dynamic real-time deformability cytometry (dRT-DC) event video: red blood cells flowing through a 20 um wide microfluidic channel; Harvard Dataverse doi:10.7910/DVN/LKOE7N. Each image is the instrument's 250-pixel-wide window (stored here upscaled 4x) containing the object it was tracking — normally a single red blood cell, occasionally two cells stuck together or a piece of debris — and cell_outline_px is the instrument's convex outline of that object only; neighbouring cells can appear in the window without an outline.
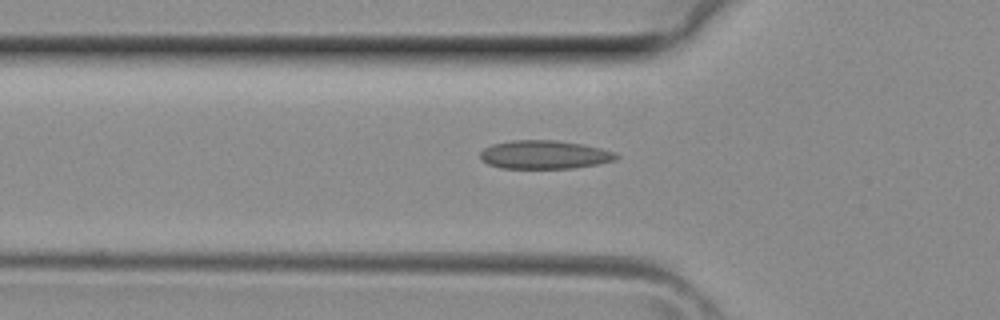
{"species": "common noctule bat (a hibernating species)", "species_latin": "Nyctalus noctula", "temperature_condition": "room temperature", "stored_images_in_passage": 26, "camera_frame_rate_fps": 3000, "um_per_image_px": 0.085, "animal": {"sex": "female", "body_mass_g": 29.2, "forearm_length_mm": 56.3}, "frame": {"image": 1, "passage_image": 2, "time_ms": 0.333, "image_size_px": [1000, 320], "cell_outline_px": [[620, 156], [616, 160], [596, 164], [572, 168], [500, 168], [488, 164], [480, 156], [480, 152], [484, 148], [492, 144], [512, 140], [556, 140], [580, 144], [600, 148], [616, 152]], "centroid_in_image_um": [46.28, 13.14], "position_along_channel_um": 79.5, "area_um2": 22.48}}
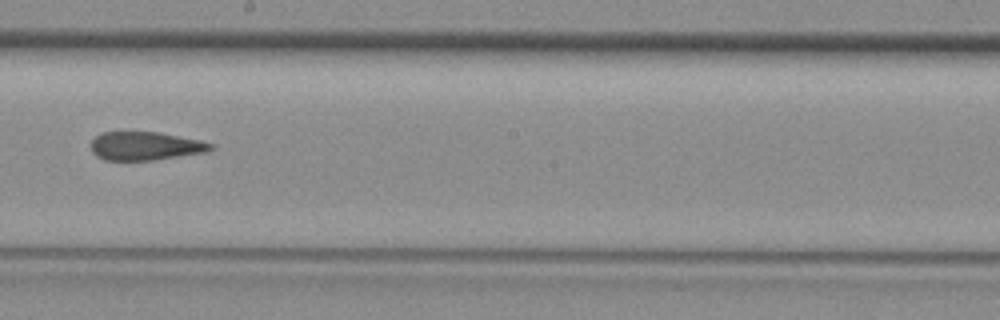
{"frame": {"image": 2, "passage_image": 11, "time_ms": 3.333, "image_size_px": [1000, 320], "cell_outline_px": [[212, 148], [208, 152], [152, 160], [104, 160], [96, 156], [92, 152], [92, 140], [96, 136], [104, 132], [160, 132], [200, 140], [212, 144]], "centroid_in_image_um": [12.35, 12.41], "position_along_channel_um": 235.8, "area_um2": 19.77}}
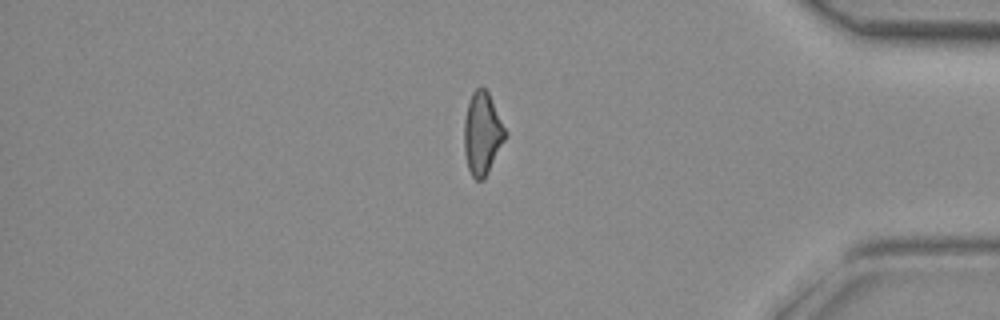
{"frame": {"image": 3, "passage_image": 22, "time_ms": 7.0, "image_size_px": [1000, 320], "cell_outline_px": [[508, 136], [484, 180], [476, 180], [472, 176], [468, 168], [464, 152], [464, 120], [468, 104], [472, 92], [480, 84], [488, 92], [508, 132]], "centroid_in_image_um": [41.02, 11.35], "position_along_channel_um": 394.2, "area_um2": 20.11}}